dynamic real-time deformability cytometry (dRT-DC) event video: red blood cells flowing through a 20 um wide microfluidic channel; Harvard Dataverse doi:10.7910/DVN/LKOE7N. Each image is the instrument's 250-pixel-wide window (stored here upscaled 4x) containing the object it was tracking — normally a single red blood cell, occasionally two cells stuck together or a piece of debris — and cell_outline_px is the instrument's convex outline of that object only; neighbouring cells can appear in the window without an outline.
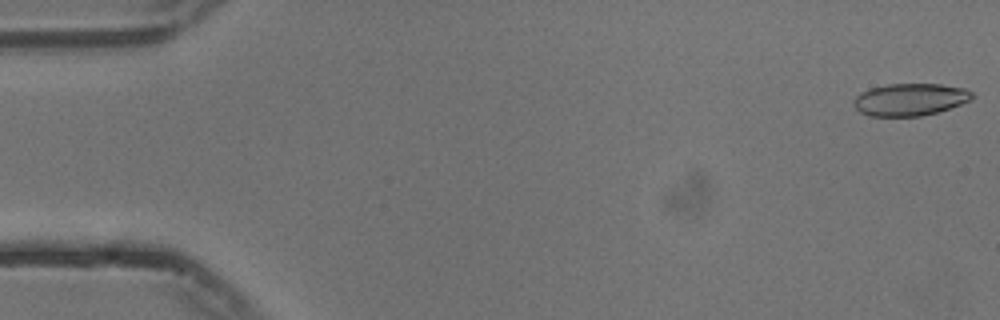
{"species": "common noctule bat (a hibernating species)", "species_latin": "Nyctalus noctula", "temperature_condition": "cold", "stored_images_in_passage": 54, "camera_frame_rate_fps": 3000, "um_per_image_px": 0.085, "animal": {"sex": "male", "body_mass_g": 13.3}, "frame": {"image": 1, "passage_image": 1, "time_ms": 0.0, "image_size_px": [1000, 320], "cell_outline_px": [[976, 96], [972, 100], [936, 112], [920, 116], [868, 116], [860, 112], [852, 104], [852, 100], [860, 92], [872, 88], [888, 84], [940, 84], [964, 88], [972, 92]], "centroid_in_image_um": [77.34, 8.46], "position_along_channel_um": 7.7, "area_um2": 22.31}}
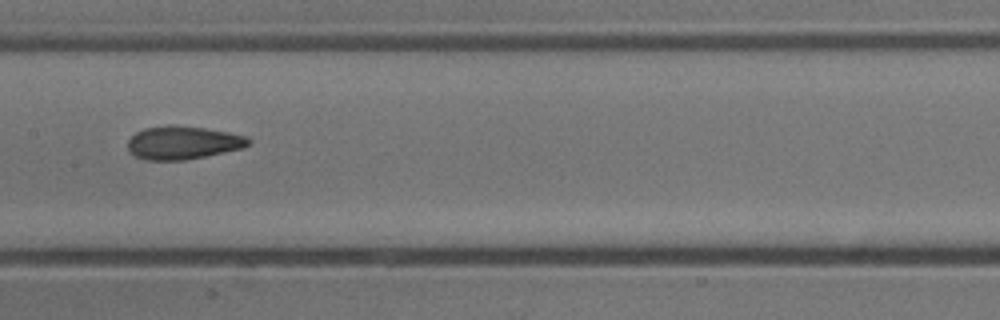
{"frame": {"image": 2, "passage_image": 27, "time_ms": 8.667, "image_size_px": [1000, 320], "cell_outline_px": [[252, 144], [244, 148], [184, 160], [144, 160], [128, 152], [128, 140], [136, 132], [144, 128], [168, 124], [204, 128], [228, 132], [248, 136], [252, 140]], "centroid_in_image_um": [15.57, 12.12], "position_along_channel_um": 191.8, "area_um2": 23.58}}
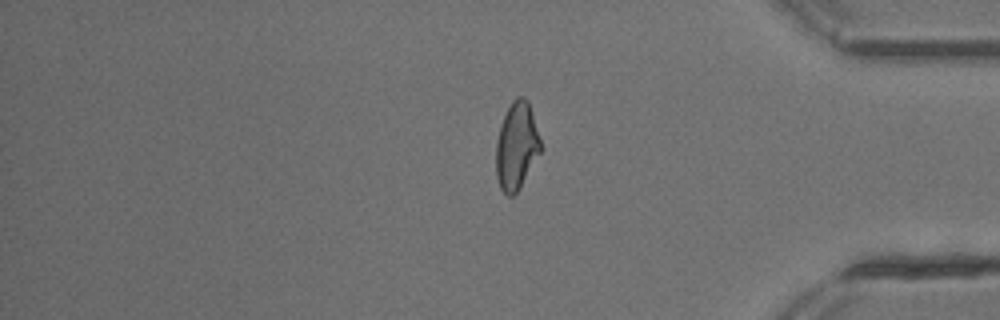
{"frame": {"image": 3, "passage_image": 45, "time_ms": 14.667, "image_size_px": [1000, 320], "cell_outline_px": [[540, 152], [520, 188], [512, 196], [508, 196], [500, 188], [496, 176], [496, 140], [500, 124], [512, 100], [516, 96], [524, 96], [528, 100], [532, 112], [540, 140]], "centroid_in_image_um": [43.89, 12.4], "position_along_channel_um": 391.3, "area_um2": 22.6}, "authors_computed_cell_mechanics": {"area_um2": 23.2934, "velocity_mm_per_s": 3.7506, "shape_relaxation_time_tau1_ms": null, "shape_relaxation_time_tau2_ms": 2.156, "deformation_change_tau1": null, "deformation_change_tau2": 0.0935}}